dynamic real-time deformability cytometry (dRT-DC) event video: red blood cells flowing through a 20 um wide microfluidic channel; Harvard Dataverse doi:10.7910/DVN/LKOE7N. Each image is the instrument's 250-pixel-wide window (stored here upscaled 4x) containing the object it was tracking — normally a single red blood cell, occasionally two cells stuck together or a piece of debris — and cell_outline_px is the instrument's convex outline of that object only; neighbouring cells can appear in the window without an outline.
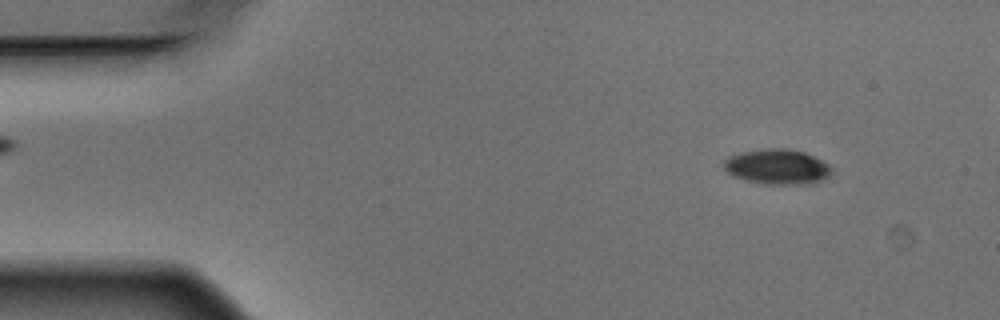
{"species": "Egyptian fruit bat (a non-hibernating species)", "species_latin": "Rousettus aegyptiacus", "temperature_condition": "warm", "stored_images_in_passage": 5, "camera_frame_rate_fps": 3000, "um_per_image_px": 0.085, "animal": {"sex": "male"}, "frame": {"image": 1, "passage_image": 1, "time_ms": 0.0, "image_size_px": [1000, 320], "cell_outline_px": [[832, 172], [828, 176], [820, 180], [804, 184], [764, 184], [744, 180], [732, 176], [724, 168], [724, 160], [728, 156], [740, 152], [768, 148], [784, 148], [804, 152], [828, 164], [832, 168]], "centroid_in_image_um": [66.02, 14.17], "position_along_channel_um": 19.0, "area_um2": 21.96}}